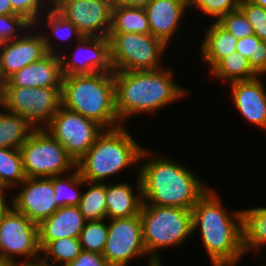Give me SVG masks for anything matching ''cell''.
<instances>
[{
  "label": "cell",
  "mask_w": 266,
  "mask_h": 266,
  "mask_svg": "<svg viewBox=\"0 0 266 266\" xmlns=\"http://www.w3.org/2000/svg\"><path fill=\"white\" fill-rule=\"evenodd\" d=\"M139 164L142 205L181 207L192 210L210 188L187 166L166 156L162 157L158 154L153 156L152 152L145 147Z\"/></svg>",
  "instance_id": "obj_1"
},
{
  "label": "cell",
  "mask_w": 266,
  "mask_h": 266,
  "mask_svg": "<svg viewBox=\"0 0 266 266\" xmlns=\"http://www.w3.org/2000/svg\"><path fill=\"white\" fill-rule=\"evenodd\" d=\"M192 229L193 233L200 230L212 266H236L245 256L242 210L229 214L214 188L210 187L193 206Z\"/></svg>",
  "instance_id": "obj_2"
},
{
  "label": "cell",
  "mask_w": 266,
  "mask_h": 266,
  "mask_svg": "<svg viewBox=\"0 0 266 266\" xmlns=\"http://www.w3.org/2000/svg\"><path fill=\"white\" fill-rule=\"evenodd\" d=\"M172 69L114 71L115 107L122 125L130 116L157 112L186 97L187 90L176 83Z\"/></svg>",
  "instance_id": "obj_3"
},
{
  "label": "cell",
  "mask_w": 266,
  "mask_h": 266,
  "mask_svg": "<svg viewBox=\"0 0 266 266\" xmlns=\"http://www.w3.org/2000/svg\"><path fill=\"white\" fill-rule=\"evenodd\" d=\"M62 106L97 122L104 129L122 126L115 107L113 73L63 76Z\"/></svg>",
  "instance_id": "obj_4"
},
{
  "label": "cell",
  "mask_w": 266,
  "mask_h": 266,
  "mask_svg": "<svg viewBox=\"0 0 266 266\" xmlns=\"http://www.w3.org/2000/svg\"><path fill=\"white\" fill-rule=\"evenodd\" d=\"M124 125L105 129L90 149L76 162L81 177L89 182L106 183L131 165H139L143 147ZM134 164V165H133Z\"/></svg>",
  "instance_id": "obj_5"
},
{
  "label": "cell",
  "mask_w": 266,
  "mask_h": 266,
  "mask_svg": "<svg viewBox=\"0 0 266 266\" xmlns=\"http://www.w3.org/2000/svg\"><path fill=\"white\" fill-rule=\"evenodd\" d=\"M143 243L148 254V266L162 265L159 249L178 246L193 234L192 210L181 207L142 205Z\"/></svg>",
  "instance_id": "obj_6"
},
{
  "label": "cell",
  "mask_w": 266,
  "mask_h": 266,
  "mask_svg": "<svg viewBox=\"0 0 266 266\" xmlns=\"http://www.w3.org/2000/svg\"><path fill=\"white\" fill-rule=\"evenodd\" d=\"M26 178L65 175L76 169V162L44 128H35L20 147Z\"/></svg>",
  "instance_id": "obj_7"
},
{
  "label": "cell",
  "mask_w": 266,
  "mask_h": 266,
  "mask_svg": "<svg viewBox=\"0 0 266 266\" xmlns=\"http://www.w3.org/2000/svg\"><path fill=\"white\" fill-rule=\"evenodd\" d=\"M108 38L113 71L157 70L163 67L159 62L168 46L151 33H109Z\"/></svg>",
  "instance_id": "obj_8"
},
{
  "label": "cell",
  "mask_w": 266,
  "mask_h": 266,
  "mask_svg": "<svg viewBox=\"0 0 266 266\" xmlns=\"http://www.w3.org/2000/svg\"><path fill=\"white\" fill-rule=\"evenodd\" d=\"M61 106L62 87L2 86L1 109L20 115L35 128H44Z\"/></svg>",
  "instance_id": "obj_9"
},
{
  "label": "cell",
  "mask_w": 266,
  "mask_h": 266,
  "mask_svg": "<svg viewBox=\"0 0 266 266\" xmlns=\"http://www.w3.org/2000/svg\"><path fill=\"white\" fill-rule=\"evenodd\" d=\"M77 162L105 130L97 122L63 106L44 127Z\"/></svg>",
  "instance_id": "obj_10"
},
{
  "label": "cell",
  "mask_w": 266,
  "mask_h": 266,
  "mask_svg": "<svg viewBox=\"0 0 266 266\" xmlns=\"http://www.w3.org/2000/svg\"><path fill=\"white\" fill-rule=\"evenodd\" d=\"M40 253L38 224L10 205L0 218V258L15 264L16 257L29 260Z\"/></svg>",
  "instance_id": "obj_11"
},
{
  "label": "cell",
  "mask_w": 266,
  "mask_h": 266,
  "mask_svg": "<svg viewBox=\"0 0 266 266\" xmlns=\"http://www.w3.org/2000/svg\"><path fill=\"white\" fill-rule=\"evenodd\" d=\"M108 221V236L102 255L111 266H127L135 257L148 255L143 243L140 214Z\"/></svg>",
  "instance_id": "obj_12"
},
{
  "label": "cell",
  "mask_w": 266,
  "mask_h": 266,
  "mask_svg": "<svg viewBox=\"0 0 266 266\" xmlns=\"http://www.w3.org/2000/svg\"><path fill=\"white\" fill-rule=\"evenodd\" d=\"M51 6L83 36L108 37L113 7L110 0H53Z\"/></svg>",
  "instance_id": "obj_13"
},
{
  "label": "cell",
  "mask_w": 266,
  "mask_h": 266,
  "mask_svg": "<svg viewBox=\"0 0 266 266\" xmlns=\"http://www.w3.org/2000/svg\"><path fill=\"white\" fill-rule=\"evenodd\" d=\"M68 54L58 53L63 76L113 73L108 37L82 36ZM71 56V57H70ZM69 58V59H68Z\"/></svg>",
  "instance_id": "obj_14"
},
{
  "label": "cell",
  "mask_w": 266,
  "mask_h": 266,
  "mask_svg": "<svg viewBox=\"0 0 266 266\" xmlns=\"http://www.w3.org/2000/svg\"><path fill=\"white\" fill-rule=\"evenodd\" d=\"M9 203L28 219L39 224L50 217L59 207L56 205L52 177L26 178Z\"/></svg>",
  "instance_id": "obj_15"
},
{
  "label": "cell",
  "mask_w": 266,
  "mask_h": 266,
  "mask_svg": "<svg viewBox=\"0 0 266 266\" xmlns=\"http://www.w3.org/2000/svg\"><path fill=\"white\" fill-rule=\"evenodd\" d=\"M36 28V29H35ZM30 27L21 37L0 43V83L25 66L41 60L47 50L37 27ZM35 29V30H33ZM34 31L33 33H31Z\"/></svg>",
  "instance_id": "obj_16"
},
{
  "label": "cell",
  "mask_w": 266,
  "mask_h": 266,
  "mask_svg": "<svg viewBox=\"0 0 266 266\" xmlns=\"http://www.w3.org/2000/svg\"><path fill=\"white\" fill-rule=\"evenodd\" d=\"M261 77L229 84L235 109L250 124L266 130V90Z\"/></svg>",
  "instance_id": "obj_17"
},
{
  "label": "cell",
  "mask_w": 266,
  "mask_h": 266,
  "mask_svg": "<svg viewBox=\"0 0 266 266\" xmlns=\"http://www.w3.org/2000/svg\"><path fill=\"white\" fill-rule=\"evenodd\" d=\"M144 9L151 34L168 46L184 13L188 12V3L187 0H150Z\"/></svg>",
  "instance_id": "obj_18"
},
{
  "label": "cell",
  "mask_w": 266,
  "mask_h": 266,
  "mask_svg": "<svg viewBox=\"0 0 266 266\" xmlns=\"http://www.w3.org/2000/svg\"><path fill=\"white\" fill-rule=\"evenodd\" d=\"M61 59L57 54H47L41 60L31 63L11 75L2 86L16 87H62Z\"/></svg>",
  "instance_id": "obj_19"
},
{
  "label": "cell",
  "mask_w": 266,
  "mask_h": 266,
  "mask_svg": "<svg viewBox=\"0 0 266 266\" xmlns=\"http://www.w3.org/2000/svg\"><path fill=\"white\" fill-rule=\"evenodd\" d=\"M86 221L78 206L59 207L38 224L40 248L59 238H79Z\"/></svg>",
  "instance_id": "obj_20"
},
{
  "label": "cell",
  "mask_w": 266,
  "mask_h": 266,
  "mask_svg": "<svg viewBox=\"0 0 266 266\" xmlns=\"http://www.w3.org/2000/svg\"><path fill=\"white\" fill-rule=\"evenodd\" d=\"M137 169V188L135 191L130 183L118 182L115 185L106 184V211L107 219L129 218L139 215L142 206L141 181L139 177V166ZM137 192V193H136Z\"/></svg>",
  "instance_id": "obj_21"
},
{
  "label": "cell",
  "mask_w": 266,
  "mask_h": 266,
  "mask_svg": "<svg viewBox=\"0 0 266 266\" xmlns=\"http://www.w3.org/2000/svg\"><path fill=\"white\" fill-rule=\"evenodd\" d=\"M200 45L201 57L212 70L225 56L236 51L238 39L223 28L217 21L206 29Z\"/></svg>",
  "instance_id": "obj_22"
},
{
  "label": "cell",
  "mask_w": 266,
  "mask_h": 266,
  "mask_svg": "<svg viewBox=\"0 0 266 266\" xmlns=\"http://www.w3.org/2000/svg\"><path fill=\"white\" fill-rule=\"evenodd\" d=\"M50 10V11H49ZM48 13H43V15L45 16H40L38 21L36 22V24L34 25V27H43L42 25L39 26V24L41 22H43L44 17H45V23H46V27L47 30H50L48 32H45L40 29V32L43 36L44 39V43H45V47L47 50V53L49 54H55L57 55V48L62 46V43H66L68 41H70L71 39H73L72 37H74L75 41H78L83 35L79 32L78 28L70 21L66 20L56 9H54L52 6H50L47 9ZM42 20V21H41ZM38 24V25H37ZM48 25V26H47ZM55 38V39H54ZM53 40V43H52ZM54 40L60 42V43H54ZM61 40V41H60ZM66 41V42H64ZM56 44L60 45L59 47H54Z\"/></svg>",
  "instance_id": "obj_23"
},
{
  "label": "cell",
  "mask_w": 266,
  "mask_h": 266,
  "mask_svg": "<svg viewBox=\"0 0 266 266\" xmlns=\"http://www.w3.org/2000/svg\"><path fill=\"white\" fill-rule=\"evenodd\" d=\"M241 210L244 252H259L266 245V206Z\"/></svg>",
  "instance_id": "obj_24"
},
{
  "label": "cell",
  "mask_w": 266,
  "mask_h": 266,
  "mask_svg": "<svg viewBox=\"0 0 266 266\" xmlns=\"http://www.w3.org/2000/svg\"><path fill=\"white\" fill-rule=\"evenodd\" d=\"M109 33L150 34L148 17L144 7L113 6Z\"/></svg>",
  "instance_id": "obj_25"
},
{
  "label": "cell",
  "mask_w": 266,
  "mask_h": 266,
  "mask_svg": "<svg viewBox=\"0 0 266 266\" xmlns=\"http://www.w3.org/2000/svg\"><path fill=\"white\" fill-rule=\"evenodd\" d=\"M4 110L0 111V147L20 149L35 127L20 115Z\"/></svg>",
  "instance_id": "obj_26"
},
{
  "label": "cell",
  "mask_w": 266,
  "mask_h": 266,
  "mask_svg": "<svg viewBox=\"0 0 266 266\" xmlns=\"http://www.w3.org/2000/svg\"><path fill=\"white\" fill-rule=\"evenodd\" d=\"M210 71L212 77L218 78V81L223 83L250 80L258 76L250 67L248 59L236 51L225 56Z\"/></svg>",
  "instance_id": "obj_27"
},
{
  "label": "cell",
  "mask_w": 266,
  "mask_h": 266,
  "mask_svg": "<svg viewBox=\"0 0 266 266\" xmlns=\"http://www.w3.org/2000/svg\"><path fill=\"white\" fill-rule=\"evenodd\" d=\"M25 179L20 149L0 147V188L15 190Z\"/></svg>",
  "instance_id": "obj_28"
},
{
  "label": "cell",
  "mask_w": 266,
  "mask_h": 266,
  "mask_svg": "<svg viewBox=\"0 0 266 266\" xmlns=\"http://www.w3.org/2000/svg\"><path fill=\"white\" fill-rule=\"evenodd\" d=\"M67 175L52 176L53 187L55 191L54 200L58 207L78 206L82 193L79 191L81 187L87 186L79 170L76 168ZM78 187V188H77Z\"/></svg>",
  "instance_id": "obj_29"
},
{
  "label": "cell",
  "mask_w": 266,
  "mask_h": 266,
  "mask_svg": "<svg viewBox=\"0 0 266 266\" xmlns=\"http://www.w3.org/2000/svg\"><path fill=\"white\" fill-rule=\"evenodd\" d=\"M87 190L82 192L79 211L87 221L107 219L106 183L87 181Z\"/></svg>",
  "instance_id": "obj_30"
},
{
  "label": "cell",
  "mask_w": 266,
  "mask_h": 266,
  "mask_svg": "<svg viewBox=\"0 0 266 266\" xmlns=\"http://www.w3.org/2000/svg\"><path fill=\"white\" fill-rule=\"evenodd\" d=\"M83 251L79 238H59L49 241L42 249V257L49 261L52 266H65L67 263L74 261Z\"/></svg>",
  "instance_id": "obj_31"
},
{
  "label": "cell",
  "mask_w": 266,
  "mask_h": 266,
  "mask_svg": "<svg viewBox=\"0 0 266 266\" xmlns=\"http://www.w3.org/2000/svg\"><path fill=\"white\" fill-rule=\"evenodd\" d=\"M236 52L248 59L250 67L258 76L266 74V41L255 34L238 39Z\"/></svg>",
  "instance_id": "obj_32"
},
{
  "label": "cell",
  "mask_w": 266,
  "mask_h": 266,
  "mask_svg": "<svg viewBox=\"0 0 266 266\" xmlns=\"http://www.w3.org/2000/svg\"><path fill=\"white\" fill-rule=\"evenodd\" d=\"M106 222V223H105ZM108 236V219L86 221L79 240L84 251L102 254Z\"/></svg>",
  "instance_id": "obj_33"
},
{
  "label": "cell",
  "mask_w": 266,
  "mask_h": 266,
  "mask_svg": "<svg viewBox=\"0 0 266 266\" xmlns=\"http://www.w3.org/2000/svg\"><path fill=\"white\" fill-rule=\"evenodd\" d=\"M240 2L241 0H187L188 9H199L204 16L214 17L216 21L238 9Z\"/></svg>",
  "instance_id": "obj_34"
},
{
  "label": "cell",
  "mask_w": 266,
  "mask_h": 266,
  "mask_svg": "<svg viewBox=\"0 0 266 266\" xmlns=\"http://www.w3.org/2000/svg\"><path fill=\"white\" fill-rule=\"evenodd\" d=\"M32 26L33 25L21 15H0V43L12 41L21 37Z\"/></svg>",
  "instance_id": "obj_35"
},
{
  "label": "cell",
  "mask_w": 266,
  "mask_h": 266,
  "mask_svg": "<svg viewBox=\"0 0 266 266\" xmlns=\"http://www.w3.org/2000/svg\"><path fill=\"white\" fill-rule=\"evenodd\" d=\"M217 22L236 39H241L254 34L252 25L240 8L224 15Z\"/></svg>",
  "instance_id": "obj_36"
},
{
  "label": "cell",
  "mask_w": 266,
  "mask_h": 266,
  "mask_svg": "<svg viewBox=\"0 0 266 266\" xmlns=\"http://www.w3.org/2000/svg\"><path fill=\"white\" fill-rule=\"evenodd\" d=\"M10 3L15 14L23 16L34 26L39 17L51 6L52 2L51 0H10ZM43 7L46 10L43 11Z\"/></svg>",
  "instance_id": "obj_37"
},
{
  "label": "cell",
  "mask_w": 266,
  "mask_h": 266,
  "mask_svg": "<svg viewBox=\"0 0 266 266\" xmlns=\"http://www.w3.org/2000/svg\"><path fill=\"white\" fill-rule=\"evenodd\" d=\"M239 8L252 25L254 34L262 41H266V9L248 0H241Z\"/></svg>",
  "instance_id": "obj_38"
},
{
  "label": "cell",
  "mask_w": 266,
  "mask_h": 266,
  "mask_svg": "<svg viewBox=\"0 0 266 266\" xmlns=\"http://www.w3.org/2000/svg\"><path fill=\"white\" fill-rule=\"evenodd\" d=\"M65 266H111L102 254L82 251L74 261Z\"/></svg>",
  "instance_id": "obj_39"
},
{
  "label": "cell",
  "mask_w": 266,
  "mask_h": 266,
  "mask_svg": "<svg viewBox=\"0 0 266 266\" xmlns=\"http://www.w3.org/2000/svg\"><path fill=\"white\" fill-rule=\"evenodd\" d=\"M23 260L17 261L14 266H52L49 261L45 260L42 257H37L35 259H29V260Z\"/></svg>",
  "instance_id": "obj_40"
},
{
  "label": "cell",
  "mask_w": 266,
  "mask_h": 266,
  "mask_svg": "<svg viewBox=\"0 0 266 266\" xmlns=\"http://www.w3.org/2000/svg\"><path fill=\"white\" fill-rule=\"evenodd\" d=\"M112 6L144 7L150 0H110Z\"/></svg>",
  "instance_id": "obj_41"
},
{
  "label": "cell",
  "mask_w": 266,
  "mask_h": 266,
  "mask_svg": "<svg viewBox=\"0 0 266 266\" xmlns=\"http://www.w3.org/2000/svg\"><path fill=\"white\" fill-rule=\"evenodd\" d=\"M15 14L12 11L10 0H0V15Z\"/></svg>",
  "instance_id": "obj_42"
},
{
  "label": "cell",
  "mask_w": 266,
  "mask_h": 266,
  "mask_svg": "<svg viewBox=\"0 0 266 266\" xmlns=\"http://www.w3.org/2000/svg\"><path fill=\"white\" fill-rule=\"evenodd\" d=\"M7 194L0 193V218L4 211L9 207L10 203L6 202Z\"/></svg>",
  "instance_id": "obj_43"
},
{
  "label": "cell",
  "mask_w": 266,
  "mask_h": 266,
  "mask_svg": "<svg viewBox=\"0 0 266 266\" xmlns=\"http://www.w3.org/2000/svg\"><path fill=\"white\" fill-rule=\"evenodd\" d=\"M248 1L266 9V0H248Z\"/></svg>",
  "instance_id": "obj_44"
},
{
  "label": "cell",
  "mask_w": 266,
  "mask_h": 266,
  "mask_svg": "<svg viewBox=\"0 0 266 266\" xmlns=\"http://www.w3.org/2000/svg\"><path fill=\"white\" fill-rule=\"evenodd\" d=\"M0 266H14V263L0 258Z\"/></svg>",
  "instance_id": "obj_45"
},
{
  "label": "cell",
  "mask_w": 266,
  "mask_h": 266,
  "mask_svg": "<svg viewBox=\"0 0 266 266\" xmlns=\"http://www.w3.org/2000/svg\"><path fill=\"white\" fill-rule=\"evenodd\" d=\"M0 107H2V85L0 83Z\"/></svg>",
  "instance_id": "obj_46"
},
{
  "label": "cell",
  "mask_w": 266,
  "mask_h": 266,
  "mask_svg": "<svg viewBox=\"0 0 266 266\" xmlns=\"http://www.w3.org/2000/svg\"><path fill=\"white\" fill-rule=\"evenodd\" d=\"M0 193H5V191H3V190L0 188Z\"/></svg>",
  "instance_id": "obj_47"
}]
</instances>
